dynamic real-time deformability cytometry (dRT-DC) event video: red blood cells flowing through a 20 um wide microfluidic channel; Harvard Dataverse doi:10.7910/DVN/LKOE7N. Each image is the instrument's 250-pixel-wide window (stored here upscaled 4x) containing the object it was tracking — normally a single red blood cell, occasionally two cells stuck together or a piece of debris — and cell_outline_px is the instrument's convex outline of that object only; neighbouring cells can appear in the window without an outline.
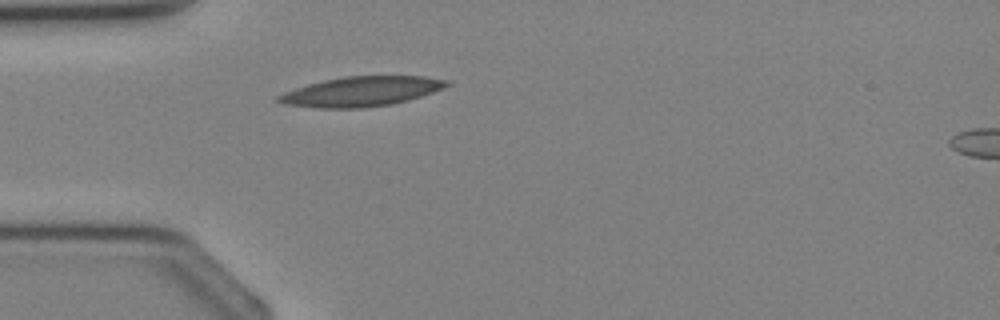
{"species": "Egyptian fruit bat (a non-hibernating species)", "species_latin": "Rousettus aegyptiacus", "temperature_condition": "cold", "stored_images_in_passage": 1, "camera_frame_rate_fps": 3000, "um_per_image_px": 0.085, "animal": {"sex": "female"}, "frame": {"image": 1, "passage_image": 1, "time_ms": 0.0, "image_size_px": [1000, 320], "cell_outline_px": [[452, 84], [444, 88], [408, 100], [392, 104], [364, 108], [316, 108], [284, 104], [276, 100], [276, 96], [284, 92], [308, 84], [324, 80], [344, 76], [424, 76], [448, 80]], "centroid_in_image_um": [30.71, 7.77], "position_along_channel_um": 54.3, "area_um2": 29.25}}